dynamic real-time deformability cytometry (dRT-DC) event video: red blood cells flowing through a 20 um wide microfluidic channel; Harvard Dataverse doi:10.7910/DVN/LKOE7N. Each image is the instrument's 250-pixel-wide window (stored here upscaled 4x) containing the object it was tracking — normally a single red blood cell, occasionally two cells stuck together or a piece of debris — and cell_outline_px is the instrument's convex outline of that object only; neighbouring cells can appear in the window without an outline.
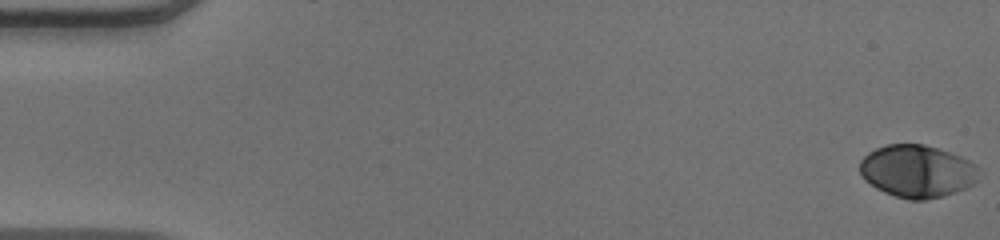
{"species": "human", "species_latin": "Homo sapiens", "temperature_condition": "warm", "stored_images_in_passage": 52, "camera_frame_rate_fps": 3000, "um_per_image_px": 0.085, "donor": {"sex": "male"}, "frame": {"image": 1, "passage_image": 1, "time_ms": 0.0, "image_size_px": [1000, 240], "cell_outline_px": [[984, 172], [972, 184], [956, 192], [944, 196], [924, 200], [908, 200], [884, 192], [876, 188], [864, 180], [860, 172], [860, 160], [868, 152], [876, 148], [888, 144], [924, 144], [960, 156], [976, 164]], "centroid_in_image_um": [77.98, 14.56], "position_along_channel_um": 7.0, "area_um2": 36.7}}
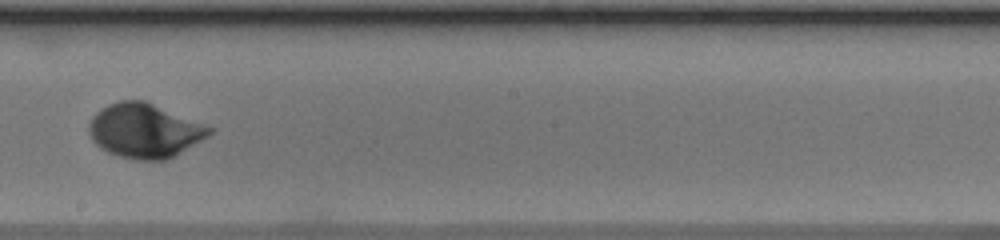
{"frame": {"image": 2, "passage_image": 30, "time_ms": 9.667, "image_size_px": [1000, 240], "cell_outline_px": [[212, 132], [208, 136], [180, 152], [164, 160], [136, 160], [120, 156], [108, 152], [100, 148], [92, 140], [88, 132], [88, 124], [92, 116], [100, 108], [108, 104], [120, 100], [144, 100], [212, 128]], "centroid_in_image_um": [12.21, 11.1], "position_along_channel_um": 236.0, "area_um2": 37.69}}
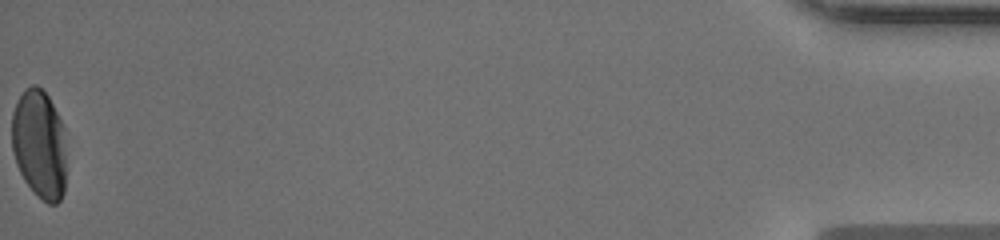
{"frame": {"image": 3, "passage_image": 52, "time_ms": 17.0, "image_size_px": [1000, 240], "cell_outline_px": [[64, 192], [60, 200], [56, 204], [48, 204], [24, 180], [16, 164], [12, 152], [12, 112], [24, 88], [32, 84], [36, 84], [48, 96], [64, 128]], "centroid_in_image_um": [3.32, 12.23], "position_along_channel_um": 431.9, "area_um2": 34.28}, "authors_computed_cell_mechanics": {"area_um2": 35.8938, "velocity_mm_per_s": 4.0309, "shape_relaxation_time_tau1_ms": 3.1079, "shape_relaxation_time_tau2_ms": null, "deformation_change_tau1": 0.1701, "deformation_change_tau2": null}}